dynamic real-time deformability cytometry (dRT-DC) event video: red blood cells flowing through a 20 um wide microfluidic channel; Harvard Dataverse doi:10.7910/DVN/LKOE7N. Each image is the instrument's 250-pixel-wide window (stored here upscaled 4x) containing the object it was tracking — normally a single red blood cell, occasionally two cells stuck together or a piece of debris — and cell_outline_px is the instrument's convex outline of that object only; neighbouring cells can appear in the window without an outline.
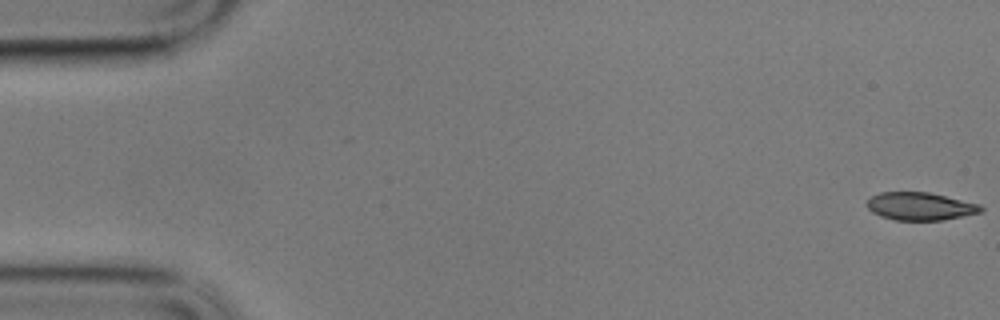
{"species": "common noctule bat (a hibernating species)", "species_latin": "Nyctalus noctula", "temperature_condition": "cold", "stored_images_in_passage": 59, "camera_frame_rate_fps": 3000, "um_per_image_px": 0.085, "animal": {"sex": "male", "body_mass_g": 17.9}, "frame": {"image": 1, "passage_image": 1, "time_ms": 0.0, "image_size_px": [1000, 320], "cell_outline_px": [[984, 208], [980, 212], [944, 220], [896, 220], [880, 216], [872, 212], [864, 204], [872, 196], [880, 192], [928, 192], [980, 204]], "centroid_in_image_um": [78.19, 17.53], "position_along_channel_um": 6.8, "area_um2": 18.44}}
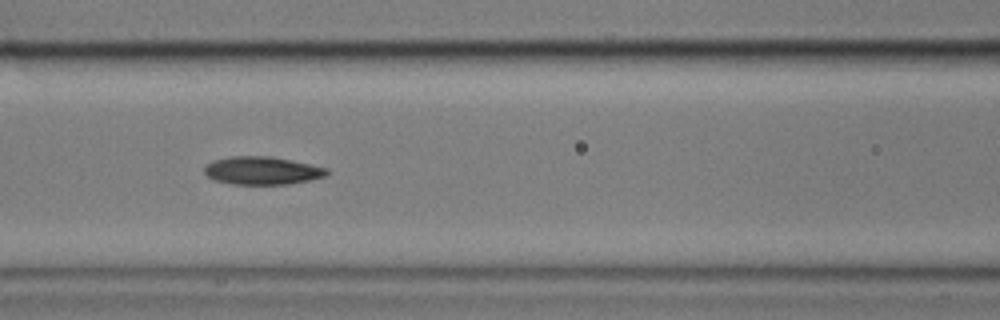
{"frame": {"image": 2, "passage_image": 25, "time_ms": 8.0, "image_size_px": [1000, 320], "cell_outline_px": [[328, 172], [324, 176], [292, 184], [232, 184], [212, 180], [204, 172], [204, 168], [212, 160], [232, 156], [272, 156], [328, 168]], "centroid_in_image_um": [22.25, 14.5], "position_along_channel_um": 144.4, "area_um2": 19.94}}
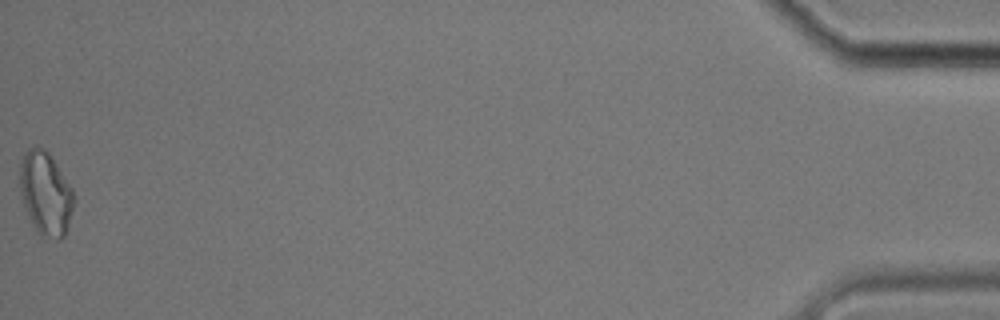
{"frame": {"image": 3, "passage_image": 59, "time_ms": 19.333, "image_size_px": [1000, 320], "cell_outline_px": [[76, 200], [64, 236], [60, 240], [56, 240], [40, 236], [32, 224], [24, 204], [20, 192], [20, 160], [24, 152], [32, 144], [36, 144], [44, 148], [48, 152], [72, 188], [76, 196]], "centroid_in_image_um": [3.88, 16.42], "position_along_channel_um": 431.3, "area_um2": 26.59}, "authors_computed_cell_mechanics": {"area_um2": 19.941, "velocity_mm_per_s": 3.3901, "shape_relaxation_time_tau1_ms": 5.2893, "shape_relaxation_time_tau2_ms": 5.143, "deformation_change_tau1": 0.115, "deformation_change_tau2": 0.118}}